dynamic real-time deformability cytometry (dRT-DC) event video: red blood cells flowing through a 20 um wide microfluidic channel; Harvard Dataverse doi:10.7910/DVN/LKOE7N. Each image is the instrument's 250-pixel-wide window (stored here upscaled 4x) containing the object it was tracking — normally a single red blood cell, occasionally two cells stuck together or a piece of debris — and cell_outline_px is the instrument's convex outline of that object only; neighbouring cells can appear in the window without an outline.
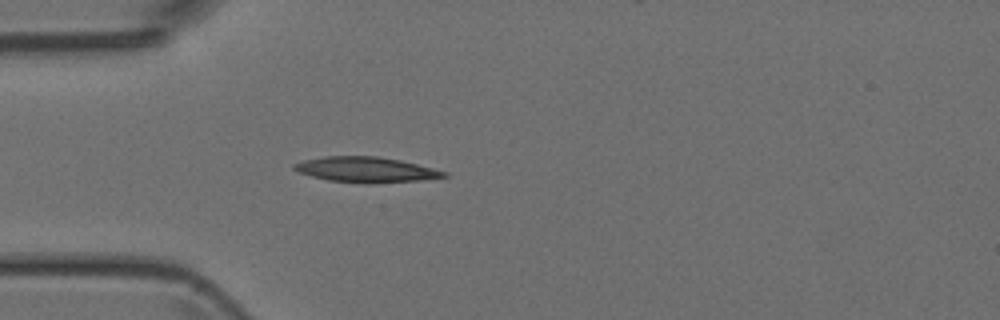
{"species": "Egyptian fruit bat (a non-hibernating species)", "species_latin": "Rousettus aegyptiacus", "temperature_condition": "room temperature", "stored_images_in_passage": 2, "camera_frame_rate_fps": 3000, "um_per_image_px": 0.085, "animal": {"sex": "female"}, "frame": {"image": 1, "passage_image": 2, "time_ms": 1.333, "image_size_px": [1000, 320], "cell_outline_px": [[448, 176], [416, 180], [368, 184], [328, 180], [312, 176], [300, 172], [292, 168], [292, 164], [304, 160], [324, 156], [376, 156], [400, 160], [448, 172]], "centroid_in_image_um": [31.07, 14.41], "position_along_channel_um": 53.9, "area_um2": 21.91}}